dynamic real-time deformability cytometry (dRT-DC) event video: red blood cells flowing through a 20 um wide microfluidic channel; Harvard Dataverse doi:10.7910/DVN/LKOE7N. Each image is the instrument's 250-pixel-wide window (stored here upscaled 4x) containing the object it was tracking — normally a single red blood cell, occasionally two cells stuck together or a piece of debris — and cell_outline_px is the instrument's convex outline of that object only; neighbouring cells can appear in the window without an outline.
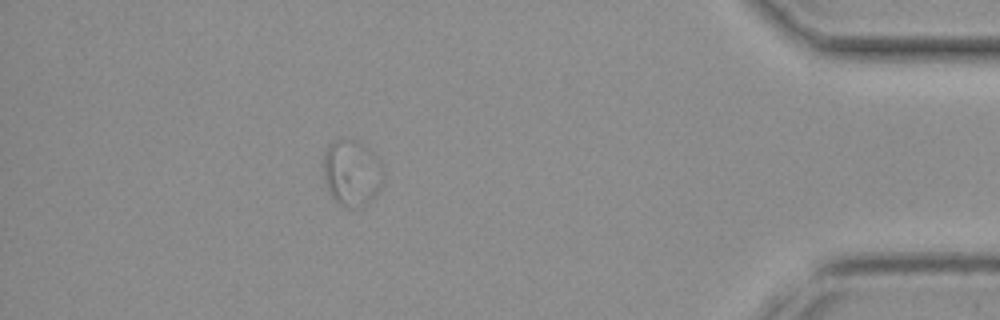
{"species": "common noctule bat (a hibernating species)", "species_latin": "Nyctalus noctula", "temperature_condition": "cold", "stored_images_in_passage": 44, "segment_of_instrument_passage": [2, 2], "camera_frame_rate_fps": 3000, "um_per_image_px": 0.085, "animal": {"sex": "female", "body_mass_g": 19.3, "forearm_length_mm": 54.1}, "frame": {"image": 1, "passage_image": 39, "time_ms": 12.667, "image_size_px": [1000, 320], "cell_outline_px": [[384, 180], [376, 196], [360, 208], [348, 208], [340, 204], [328, 192], [324, 180], [324, 152], [328, 144], [332, 140], [356, 140], [368, 148], [380, 160], [384, 172]], "centroid_in_image_um": [29.92, 14.71], "position_along_channel_um": 405.3, "area_um2": 23.41}}